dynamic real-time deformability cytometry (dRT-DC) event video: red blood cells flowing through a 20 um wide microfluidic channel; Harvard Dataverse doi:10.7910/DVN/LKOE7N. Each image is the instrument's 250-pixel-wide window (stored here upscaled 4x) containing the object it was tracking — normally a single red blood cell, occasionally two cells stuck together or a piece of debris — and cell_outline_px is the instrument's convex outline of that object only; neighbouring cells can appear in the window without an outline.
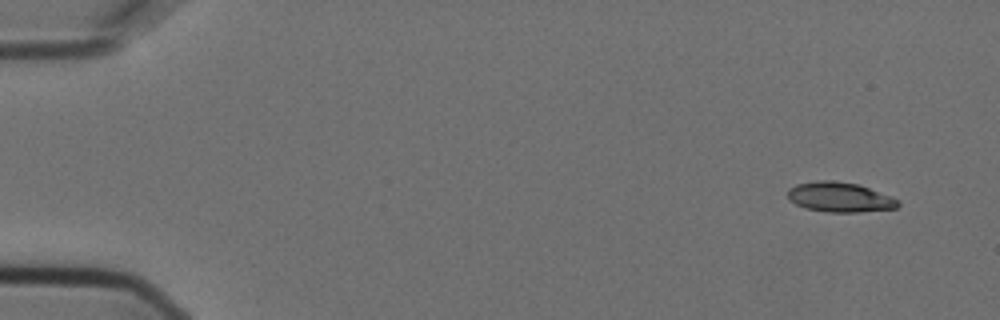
{"species": "Egyptian fruit bat (a non-hibernating species)", "species_latin": "Rousettus aegyptiacus", "temperature_condition": "cold", "stored_images_in_passage": 4, "camera_frame_rate_fps": 3000, "um_per_image_px": 0.085, "animal": {"sex": "female"}, "frame": {"image": 1, "passage_image": 1, "time_ms": 0.0, "image_size_px": [1000, 320], "cell_outline_px": [[900, 204], [896, 208], [860, 212], [828, 212], [804, 208], [796, 204], [788, 196], [788, 188], [796, 184], [816, 180], [832, 180], [856, 184], [868, 188], [900, 200]], "centroid_in_image_um": [71.36, 16.76], "position_along_channel_um": 13.6, "area_um2": 19.07}}
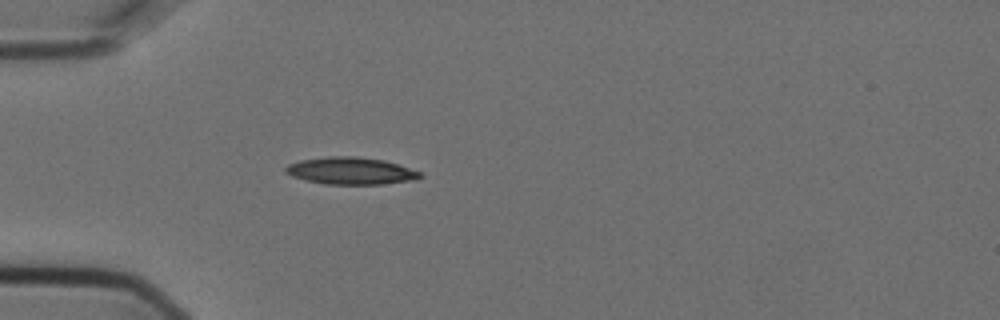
{"frame": {"image": 2, "passage_image": 4, "time_ms": 1.0, "image_size_px": [1000, 320], "cell_outline_px": [[424, 176], [416, 180], [380, 184], [324, 184], [292, 176], [284, 172], [284, 168], [288, 164], [300, 160], [328, 156], [356, 156], [384, 160], [420, 172]], "centroid_in_image_um": [29.8, 14.52], "position_along_channel_um": 55.2, "area_um2": 21.21}}